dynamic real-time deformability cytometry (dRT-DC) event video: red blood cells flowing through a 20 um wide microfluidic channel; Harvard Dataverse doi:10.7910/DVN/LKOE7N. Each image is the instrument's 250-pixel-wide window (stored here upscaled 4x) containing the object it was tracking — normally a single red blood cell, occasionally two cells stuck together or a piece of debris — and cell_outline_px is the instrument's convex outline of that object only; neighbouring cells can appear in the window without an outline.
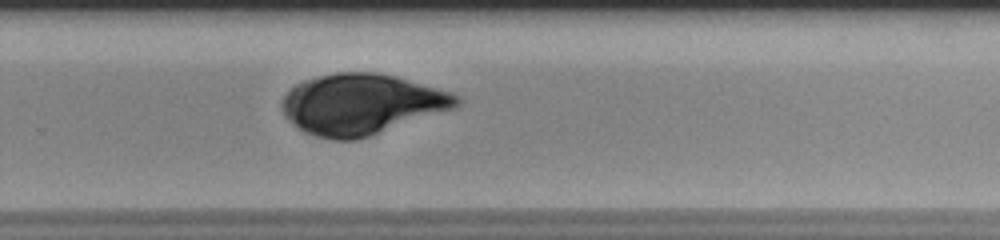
{"species": "human", "species_latin": "Homo sapiens", "temperature_condition": "room temperature", "stored_images_in_passage": 54, "camera_frame_rate_fps": 3000, "um_per_image_px": 0.085, "donor": {"sex": "male"}, "frame": {"image": 1, "passage_image": 37, "time_ms": 12.0, "image_size_px": [1000, 240], "cell_outline_px": [[460, 104], [456, 108], [356, 140], [332, 140], [316, 136], [304, 132], [288, 120], [284, 116], [280, 104], [284, 96], [296, 84], [304, 80], [336, 72], [376, 72], [396, 76], [452, 92], [460, 96]], "centroid_in_image_um": [30.73, 8.85], "position_along_channel_um": 299.1, "area_um2": 61.73}}
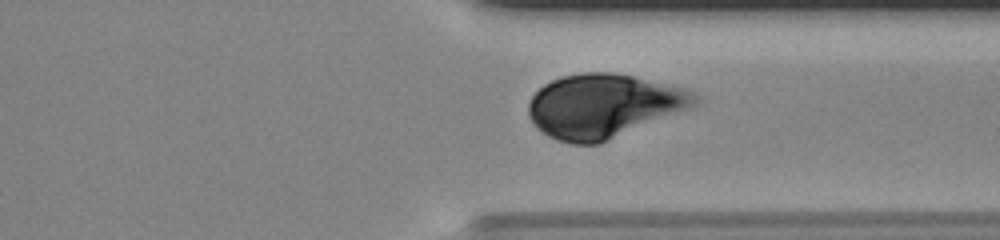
{"frame": {"image": 2, "passage_image": 42, "time_ms": 13.667, "image_size_px": [1000, 240], "cell_outline_px": [[700, 100], [696, 104], [688, 108], [600, 144], [572, 144], [556, 140], [548, 136], [536, 128], [528, 116], [528, 104], [532, 96], [544, 84], [560, 76], [584, 72], [612, 72], [632, 76], [684, 88], [692, 92]], "centroid_in_image_um": [51.24, 9.01], "position_along_channel_um": 360.2, "area_um2": 61.61}}